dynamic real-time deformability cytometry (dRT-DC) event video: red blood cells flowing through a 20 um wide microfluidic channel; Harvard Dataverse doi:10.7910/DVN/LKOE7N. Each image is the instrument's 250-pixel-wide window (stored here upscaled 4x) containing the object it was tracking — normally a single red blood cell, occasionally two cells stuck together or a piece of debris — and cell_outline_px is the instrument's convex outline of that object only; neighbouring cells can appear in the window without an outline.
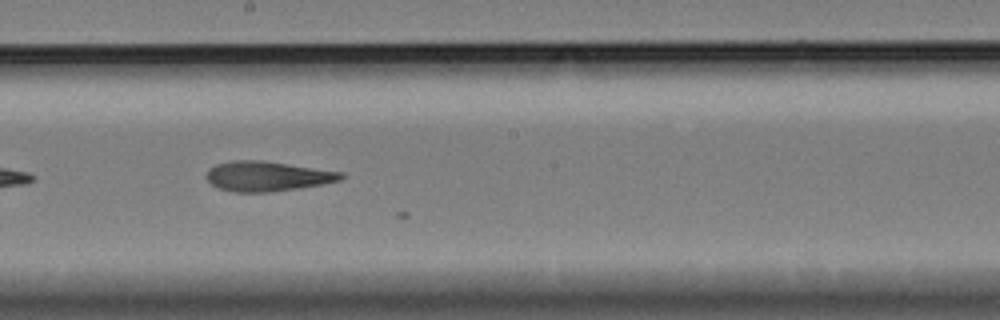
{"species": "Egyptian fruit bat (a non-hibernating species)", "species_latin": "Rousettus aegyptiacus", "temperature_condition": "cold", "stored_images_in_passage": 29, "camera_frame_rate_fps": 3000, "um_per_image_px": 0.085, "animal": {"sex": "female"}, "frame": {"image": 1, "passage_image": 28, "time_ms": 9.0, "image_size_px": [1000, 320], "cell_outline_px": [[348, 176], [340, 180], [320, 184], [296, 188], [268, 192], [236, 192], [216, 188], [204, 176], [208, 168], [216, 164], [232, 160], [264, 160], [344, 172]], "centroid_in_image_um": [22.7, 14.96], "position_along_channel_um": 225.5, "area_um2": 23.64}}